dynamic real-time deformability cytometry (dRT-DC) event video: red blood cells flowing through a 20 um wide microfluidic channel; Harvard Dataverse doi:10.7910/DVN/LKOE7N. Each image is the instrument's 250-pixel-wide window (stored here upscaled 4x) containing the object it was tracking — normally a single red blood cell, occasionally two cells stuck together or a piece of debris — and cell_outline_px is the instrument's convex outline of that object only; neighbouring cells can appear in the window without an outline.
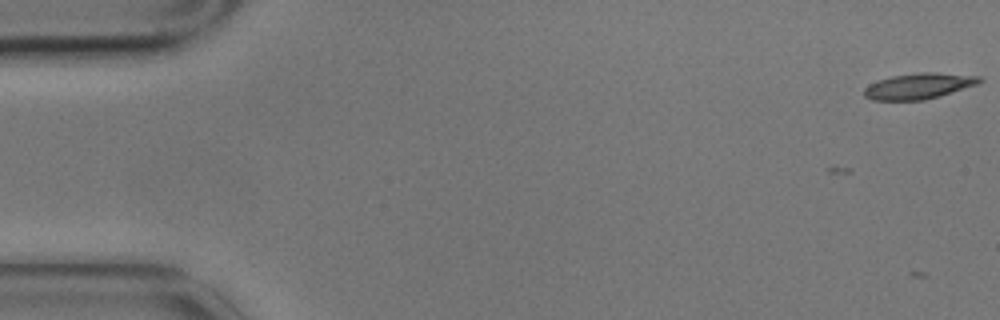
{"species": "common noctule bat (a hibernating species)", "species_latin": "Nyctalus noctula", "temperature_condition": "cold", "stored_images_in_passage": 2, "camera_frame_rate_fps": 3000, "um_per_image_px": 0.085, "animal": {"sex": "male", "body_mass_g": 17.9}, "frame": {"image": 1, "passage_image": 2, "time_ms": 0.333, "image_size_px": [1000, 320], "cell_outline_px": [[984, 80], [976, 84], [940, 96], [924, 100], [872, 100], [864, 96], [864, 88], [868, 84], [892, 76], [920, 72], [936, 72], [980, 76]], "centroid_in_image_um": [78.09, 7.31], "position_along_channel_um": 6.9, "area_um2": 17.28}}